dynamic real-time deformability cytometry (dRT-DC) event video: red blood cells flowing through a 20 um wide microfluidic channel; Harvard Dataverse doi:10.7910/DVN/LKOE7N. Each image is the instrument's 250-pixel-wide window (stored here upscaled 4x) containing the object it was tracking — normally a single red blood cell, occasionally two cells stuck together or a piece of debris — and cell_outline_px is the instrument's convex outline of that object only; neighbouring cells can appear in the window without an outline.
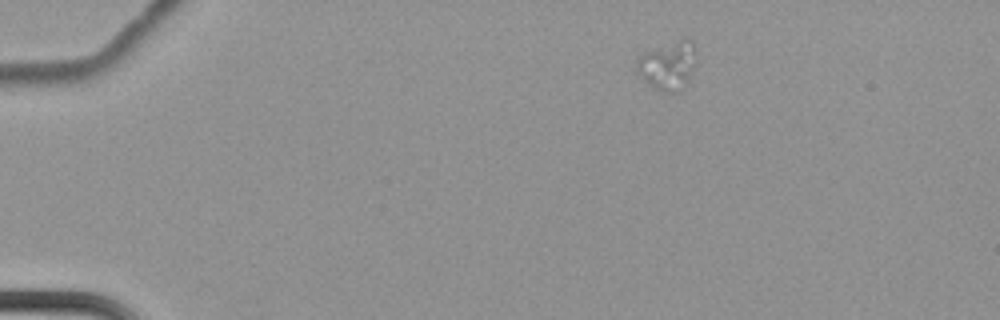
{"species": "common noctule bat (a hibernating species)", "species_latin": "Nyctalus noctula", "temperature_condition": "cold", "stored_images_in_passage": 4, "camera_frame_rate_fps": 3000, "um_per_image_px": 0.085, "animal": {"sex": "female", "body_mass_g": 22.7, "forearm_length_mm": 54.2}, "frame": {"image": 1, "passage_image": 1, "time_ms": 0.0, "image_size_px": [1000, 320], "cell_outline_px": [[696, 48], [692, 68], [688, 80], [680, 92], [660, 92], [648, 84], [636, 72], [636, 64], [640, 56], [644, 52], [688, 36], [692, 40]], "centroid_in_image_um": [56.77, 5.56], "position_along_channel_um": 28.2, "area_um2": 16.82}}